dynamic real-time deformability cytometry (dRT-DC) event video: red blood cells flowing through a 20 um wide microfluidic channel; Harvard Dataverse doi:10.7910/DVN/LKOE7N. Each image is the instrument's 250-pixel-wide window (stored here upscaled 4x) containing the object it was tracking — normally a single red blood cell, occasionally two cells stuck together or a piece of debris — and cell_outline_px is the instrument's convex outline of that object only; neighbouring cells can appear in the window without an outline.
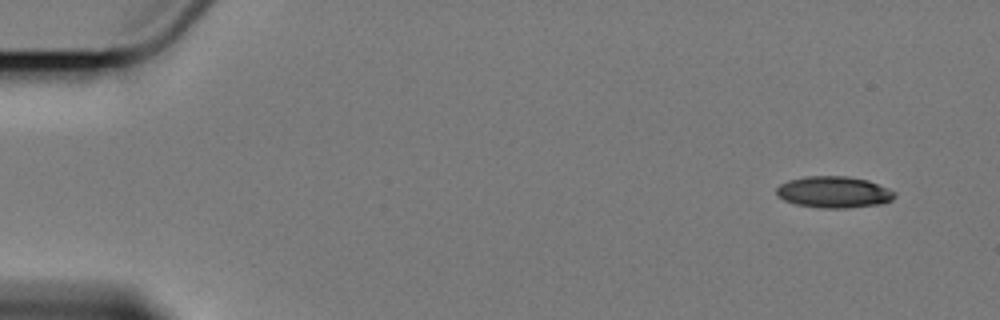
{"species": "Egyptian fruit bat (a non-hibernating species)", "species_latin": "Rousettus aegyptiacus", "temperature_condition": "cold", "stored_images_in_passage": 5, "camera_frame_rate_fps": 3000, "um_per_image_px": 0.085, "animal": {"sex": "female"}, "frame": {"image": 1, "passage_image": 1, "time_ms": 0.0, "image_size_px": [1000, 320], "cell_outline_px": [[896, 196], [892, 200], [880, 204], [844, 208], [820, 208], [796, 204], [784, 200], [776, 196], [776, 188], [780, 184], [788, 180], [804, 176], [848, 176], [868, 180], [888, 188], [896, 192]], "centroid_in_image_um": [70.86, 16.32], "position_along_channel_um": 14.1, "area_um2": 21.85}}
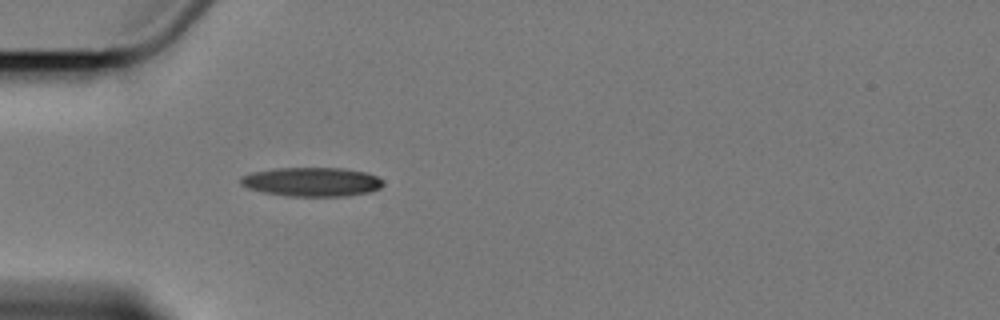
{"frame": {"image": 2, "passage_image": 5, "time_ms": 4.667, "image_size_px": [1000, 320], "cell_outline_px": [[384, 184], [380, 188], [368, 192], [348, 196], [288, 196], [264, 192], [248, 188], [240, 184], [240, 180], [244, 176], [252, 172], [276, 168], [344, 168], [364, 172], [376, 176], [384, 180]], "centroid_in_image_um": [26.53, 15.46], "position_along_channel_um": 58.5, "area_um2": 24.04}}